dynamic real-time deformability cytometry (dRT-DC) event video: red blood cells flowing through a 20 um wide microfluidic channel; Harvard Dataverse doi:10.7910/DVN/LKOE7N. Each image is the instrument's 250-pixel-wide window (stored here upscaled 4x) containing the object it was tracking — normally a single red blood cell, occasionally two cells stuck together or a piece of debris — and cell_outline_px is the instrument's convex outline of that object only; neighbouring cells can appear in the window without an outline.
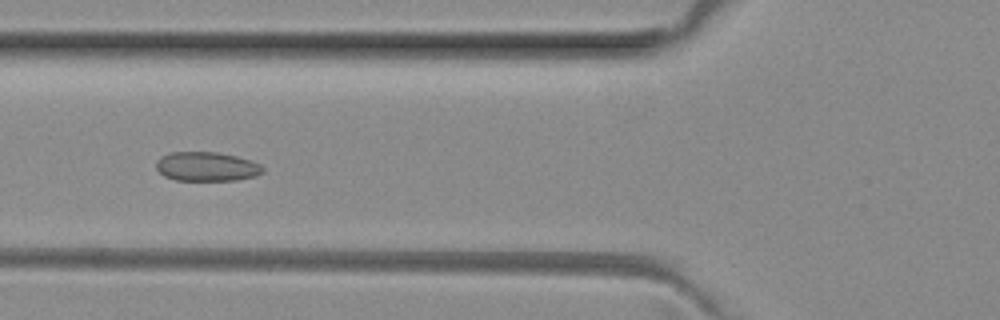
{"species": "common noctule bat (a hibernating species)", "species_latin": "Nyctalus noctula", "temperature_condition": "room temperature", "stored_images_in_passage": 39, "camera_frame_rate_fps": 3000, "um_per_image_px": 0.085, "animal": {"sex": "female", "body_mass_g": 29.2, "forearm_length_mm": 56.3}, "frame": {"image": 1, "passage_image": 9, "time_ms": 2.667, "image_size_px": [1000, 320], "cell_outline_px": [[264, 172], [256, 176], [236, 180], [176, 180], [164, 176], [156, 168], [156, 160], [160, 156], [168, 152], [216, 152], [236, 156], [252, 160], [260, 164], [264, 168]], "centroid_in_image_um": [17.57, 14.15], "position_along_channel_um": 108.2, "area_um2": 18.32}}
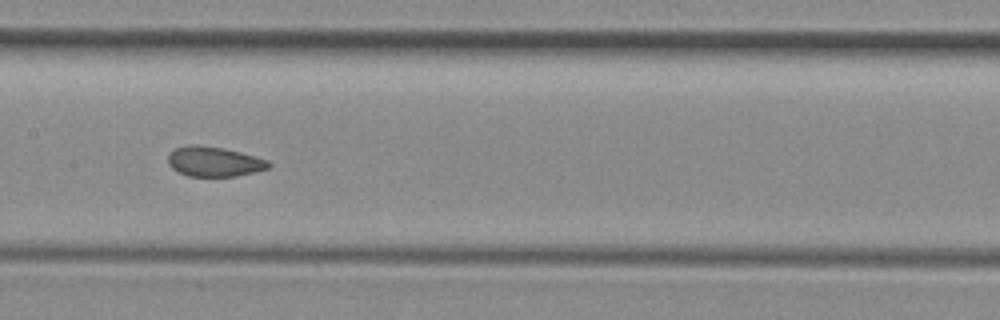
{"frame": {"image": 2, "passage_image": 15, "time_ms": 4.667, "image_size_px": [1000, 320], "cell_outline_px": [[272, 164], [268, 168], [236, 176], [188, 176], [172, 168], [168, 164], [168, 156], [176, 148], [188, 144], [200, 144], [224, 148], [256, 156], [268, 160]], "centroid_in_image_um": [18.2, 13.72], "position_along_channel_um": 189.2, "area_um2": 17.51}}
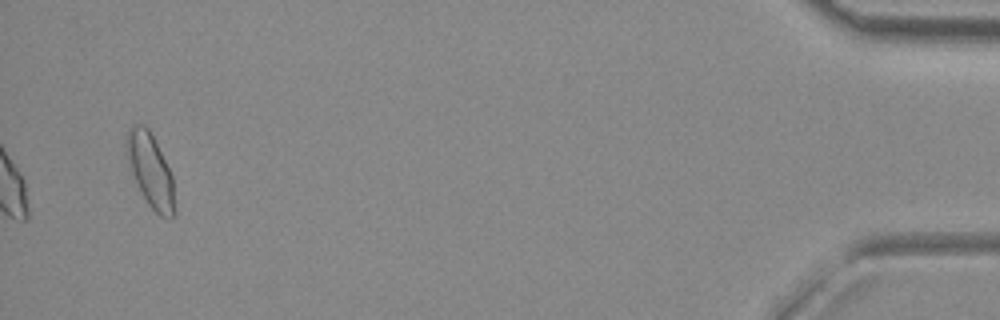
{"frame": {"image": 3, "passage_image": 39, "time_ms": 12.667, "image_size_px": [1000, 320], "cell_outline_px": [[176, 212], [172, 216], [160, 216], [148, 204], [128, 164], [124, 152], [124, 144], [128, 132], [132, 124], [144, 124], [148, 128], [172, 176], [176, 208]], "centroid_in_image_um": [12.76, 14.46], "position_along_channel_um": 422.4, "area_um2": 20.29}, "authors_computed_cell_mechanics": {"area_um2": 18.7272, "velocity_mm_per_s": 4.0312, "shape_relaxation_time_tau1_ms": null, "shape_relaxation_time_tau2_ms": 1.2461, "deformation_change_tau1": null, "deformation_change_tau2": 0.0532}}